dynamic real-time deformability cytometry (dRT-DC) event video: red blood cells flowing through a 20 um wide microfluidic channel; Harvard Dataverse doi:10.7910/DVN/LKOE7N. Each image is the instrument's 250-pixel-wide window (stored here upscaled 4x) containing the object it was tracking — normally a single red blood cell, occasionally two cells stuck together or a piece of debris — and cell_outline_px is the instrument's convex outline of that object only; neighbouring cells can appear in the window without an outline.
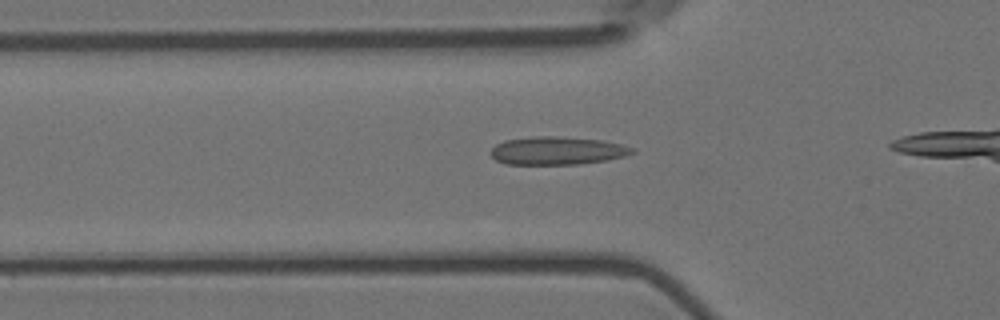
{"species": "Egyptian fruit bat (a non-hibernating species)", "species_latin": "Rousettus aegyptiacus", "temperature_condition": "room temperature", "stored_images_in_passage": 18, "camera_frame_rate_fps": 3000, "um_per_image_px": 0.085, "animal": {"sex": "female"}, "frame": {"image": 1, "passage_image": 9, "time_ms": 2.667, "image_size_px": [1000, 320], "cell_outline_px": [[636, 152], [624, 156], [608, 160], [580, 164], [504, 164], [496, 160], [488, 152], [496, 144], [504, 140], [532, 136], [556, 136], [600, 140], [620, 144], [636, 148]], "centroid_in_image_um": [47.35, 12.81], "position_along_channel_um": 78.5, "area_um2": 23.29}}
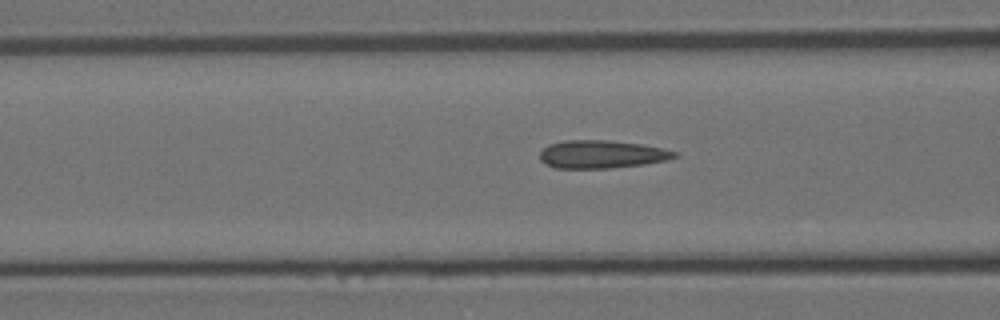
{"frame": {"image": 2, "passage_image": 12, "time_ms": 3.667, "image_size_px": [1000, 320], "cell_outline_px": [[680, 156], [664, 160], [644, 164], [608, 168], [556, 168], [544, 164], [540, 160], [540, 152], [548, 144], [564, 140], [608, 140], [640, 144], [664, 148], [676, 152]], "centroid_in_image_um": [51.11, 13.11], "position_along_channel_um": 115.5, "area_um2": 21.96}}
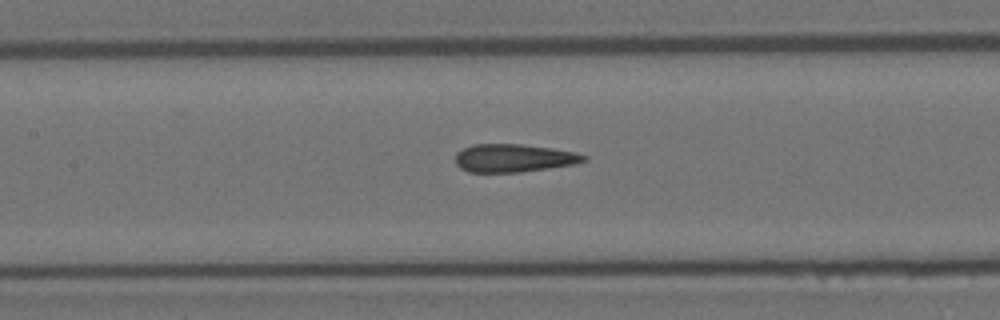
{"frame": {"image": 3, "passage_image": 16, "time_ms": 5.0, "image_size_px": [1000, 320], "cell_outline_px": [[588, 160], [572, 164], [548, 168], [520, 172], [468, 172], [460, 168], [456, 164], [456, 152], [472, 144], [520, 144], [552, 148], [572, 152], [588, 156]], "centroid_in_image_um": [43.63, 13.43], "position_along_channel_um": 163.8, "area_um2": 20.87}}